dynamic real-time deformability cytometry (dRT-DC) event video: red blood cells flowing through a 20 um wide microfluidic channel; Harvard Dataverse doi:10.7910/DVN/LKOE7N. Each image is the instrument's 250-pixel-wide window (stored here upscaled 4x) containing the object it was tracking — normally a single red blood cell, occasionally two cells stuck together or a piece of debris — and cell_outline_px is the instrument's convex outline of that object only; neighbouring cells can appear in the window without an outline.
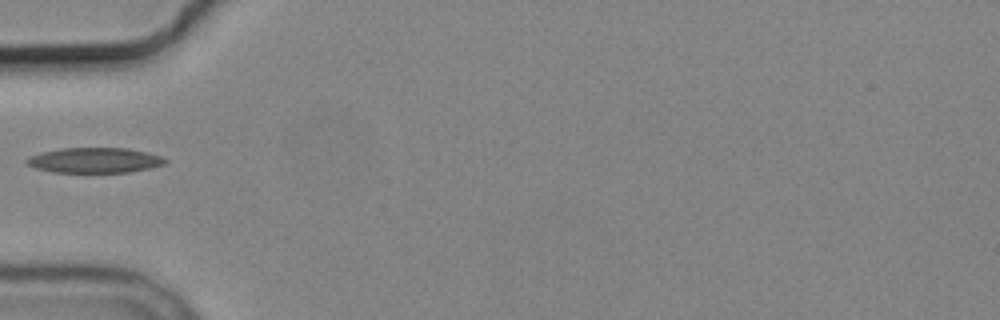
{"species": "common noctule bat (a hibernating species)", "species_latin": "Nyctalus noctula", "temperature_condition": "cold", "stored_images_in_passage": 2, "camera_frame_rate_fps": 3000, "um_per_image_px": 0.085, "animal": {"sex": "male", "body_mass_g": 19.2, "forearm_length_mm": 51.8}, "frame": {"image": 1, "passage_image": 1, "time_ms": 0.0, "image_size_px": [1000, 320], "cell_outline_px": [[168, 160], [164, 164], [152, 168], [128, 172], [52, 172], [36, 168], [24, 164], [24, 160], [28, 156], [60, 148], [128, 148], [148, 152], [164, 156]], "centroid_in_image_um": [8.06, 13.62], "position_along_channel_um": 76.9, "area_um2": 20.58}}
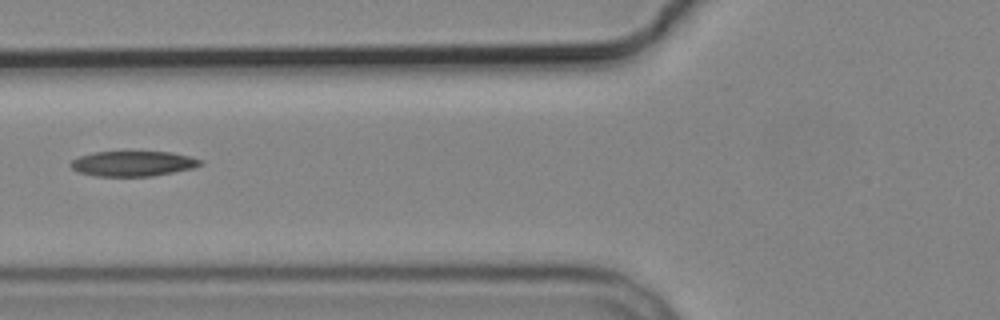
{"frame": {"image": 2, "passage_image": 2, "time_ms": 1.0, "image_size_px": [1000, 320], "cell_outline_px": [[204, 164], [192, 168], [152, 176], [96, 176], [76, 172], [68, 164], [72, 160], [80, 156], [92, 152], [172, 152], [192, 156], [204, 160]], "centroid_in_image_um": [11.31, 13.9], "position_along_channel_um": 114.5, "area_um2": 19.19}}